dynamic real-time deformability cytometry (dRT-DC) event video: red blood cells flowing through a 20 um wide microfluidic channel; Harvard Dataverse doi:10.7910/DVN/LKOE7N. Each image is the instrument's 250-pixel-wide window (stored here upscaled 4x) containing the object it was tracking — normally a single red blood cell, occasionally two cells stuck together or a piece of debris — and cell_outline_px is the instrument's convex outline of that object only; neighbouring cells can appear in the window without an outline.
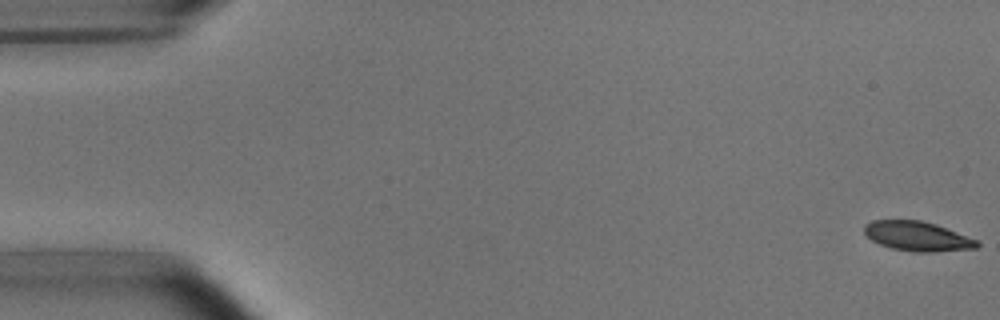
{"species": "common noctule bat (a hibernating species)", "species_latin": "Nyctalus noctula", "temperature_condition": "room temperature", "stored_images_in_passage": 10, "camera_frame_rate_fps": 3000, "um_per_image_px": 0.085, "animal": {"sex": "male", "body_mass_g": 15.6}, "frame": {"image": 1, "passage_image": 1, "time_ms": 0.0, "image_size_px": [1000, 320], "cell_outline_px": [[980, 244], [976, 248], [936, 252], [912, 252], [892, 248], [880, 244], [872, 240], [864, 232], [864, 224], [872, 220], [920, 220], [936, 224], [976, 240]], "centroid_in_image_um": [77.95, 20.08], "position_along_channel_um": 7.0, "area_um2": 19.31}}